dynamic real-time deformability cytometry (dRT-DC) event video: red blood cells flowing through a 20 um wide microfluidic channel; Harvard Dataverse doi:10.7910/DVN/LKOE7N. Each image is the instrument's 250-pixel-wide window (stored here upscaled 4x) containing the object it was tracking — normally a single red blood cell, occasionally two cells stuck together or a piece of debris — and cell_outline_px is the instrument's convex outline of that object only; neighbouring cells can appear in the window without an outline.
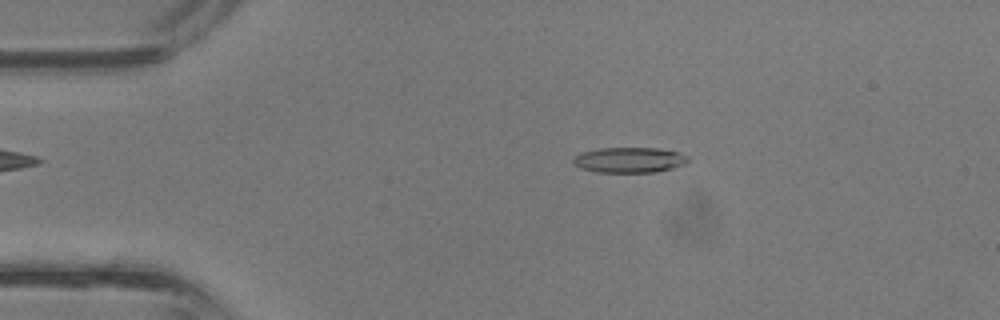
{"species": "common noctule bat (a hibernating species)", "species_latin": "Nyctalus noctula", "temperature_condition": "room temperature", "stored_images_in_passage": 33, "camera_frame_rate_fps": 3000, "um_per_image_px": 0.085, "animal": {"sex": "male", "body_mass_g": 13.3}, "frame": {"image": 1, "passage_image": 3, "time_ms": 0.667, "image_size_px": [1000, 320], "cell_outline_px": [[688, 160], [684, 164], [672, 168], [656, 172], [596, 172], [580, 168], [572, 164], [572, 160], [576, 156], [584, 152], [600, 148], [656, 148], [676, 152], [688, 156]], "centroid_in_image_um": [53.47, 13.6], "position_along_channel_um": 31.5, "area_um2": 16.82}}
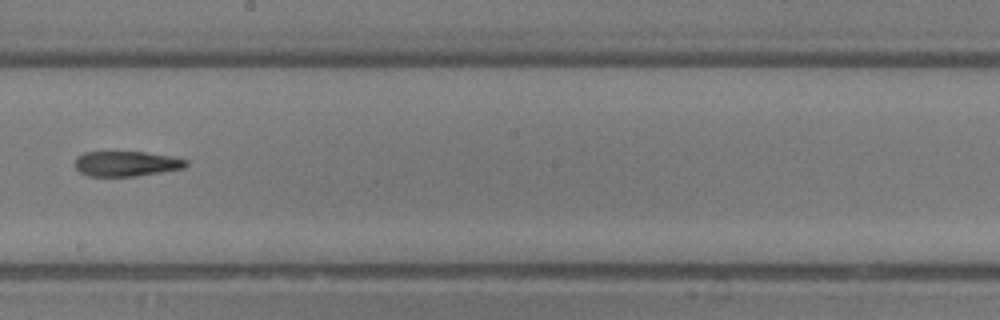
{"frame": {"image": 2, "passage_image": 17, "time_ms": 5.333, "image_size_px": [1000, 320], "cell_outline_px": [[188, 164], [184, 168], [136, 176], [88, 176], [80, 172], [72, 164], [76, 156], [84, 152], [144, 152], [172, 156], [188, 160]], "centroid_in_image_um": [10.7, 13.91], "position_along_channel_um": 237.5, "area_um2": 16.42}}
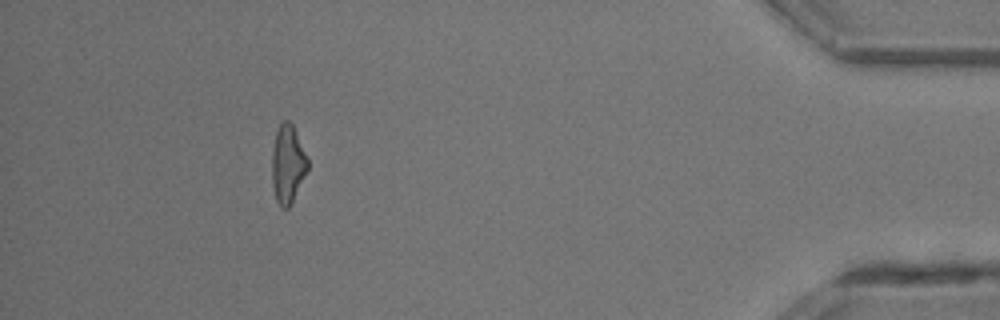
{"frame": {"image": 3, "passage_image": 30, "time_ms": 9.667, "image_size_px": [1000, 320], "cell_outline_px": [[308, 168], [288, 208], [280, 208], [276, 200], [272, 184], [272, 152], [276, 128], [284, 120], [288, 120], [292, 124], [308, 160]], "centroid_in_image_um": [24.42, 13.93], "position_along_channel_um": 410.8, "area_um2": 16.01}}